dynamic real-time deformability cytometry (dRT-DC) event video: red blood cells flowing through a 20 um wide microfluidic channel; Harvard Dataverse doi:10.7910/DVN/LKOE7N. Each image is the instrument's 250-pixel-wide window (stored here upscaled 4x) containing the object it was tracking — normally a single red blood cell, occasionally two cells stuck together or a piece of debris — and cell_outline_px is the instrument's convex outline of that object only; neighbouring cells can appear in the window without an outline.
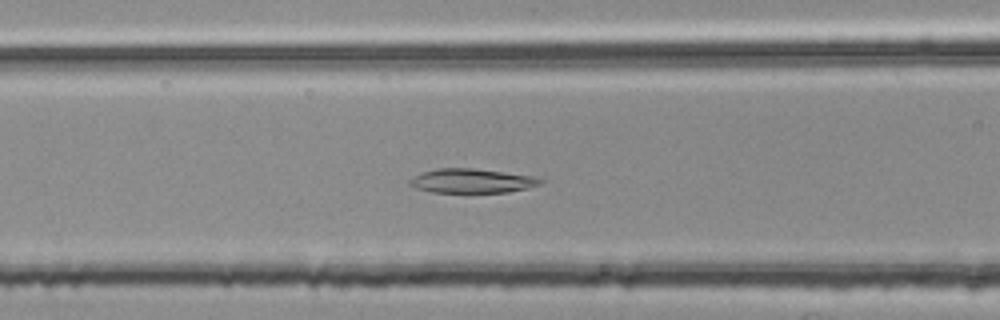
{"species": "common noctule bat (a hibernating species)", "species_latin": "Nyctalus noctula", "temperature_condition": "room temperature", "stored_images_in_passage": 46, "camera_frame_rate_fps": 3000, "um_per_image_px": 0.085, "animal": {"sex": "female", "body_mass_g": 25.1}, "frame": {"image": 1, "passage_image": 15, "time_ms": 4.667, "image_size_px": [1000, 320], "cell_outline_px": [[544, 184], [528, 188], [508, 192], [432, 192], [416, 188], [408, 184], [408, 180], [424, 172], [440, 168], [472, 168], [532, 176], [544, 180]], "centroid_in_image_um": [40.14, 15.38], "position_along_channel_um": 126.5, "area_um2": 18.26}}
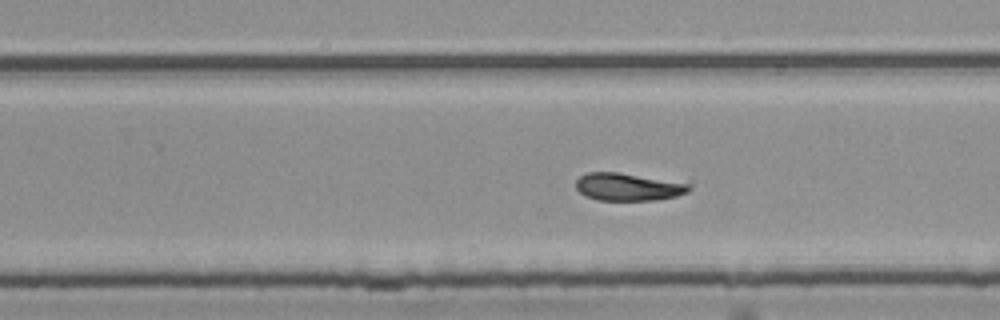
{"frame": {"image": 2, "passage_image": 27, "time_ms": 8.667, "image_size_px": [1000, 320], "cell_outline_px": [[692, 188], [688, 192], [676, 196], [656, 200], [596, 200], [584, 196], [576, 188], [576, 180], [580, 176], [588, 172], [620, 172], [688, 184]], "centroid_in_image_um": [53.34, 15.89], "position_along_channel_um": 276.5, "area_um2": 18.09}}
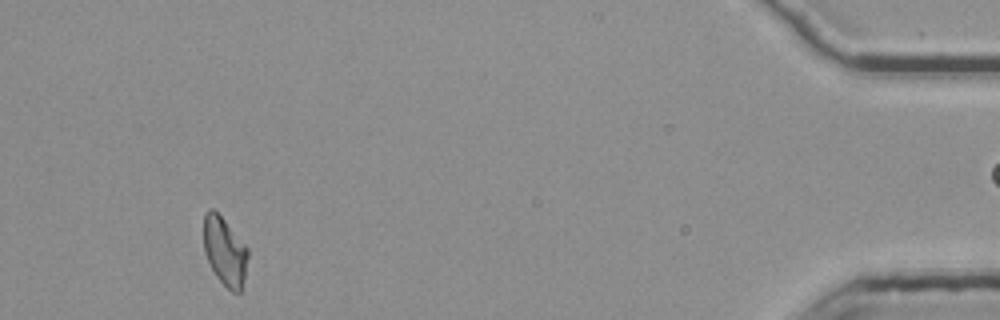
{"frame": {"image": 3, "passage_image": 44, "time_ms": 14.333, "image_size_px": [1000, 320], "cell_outline_px": [[248, 256], [244, 276], [240, 292], [232, 292], [216, 276], [204, 252], [204, 212], [208, 208], [212, 208], [224, 220], [248, 248]], "centroid_in_image_um": [19.09, 21.34], "position_along_channel_um": 416.1, "area_um2": 17.28}, "authors_computed_cell_mechanics": {"area_um2": 18.4382, "velocity_mm_per_s": 3.7594, "shape_relaxation_time_tau1_ms": null, "shape_relaxation_time_tau2_ms": 4.8674, "deformation_change_tau1": null, "deformation_change_tau2": 0.106}}